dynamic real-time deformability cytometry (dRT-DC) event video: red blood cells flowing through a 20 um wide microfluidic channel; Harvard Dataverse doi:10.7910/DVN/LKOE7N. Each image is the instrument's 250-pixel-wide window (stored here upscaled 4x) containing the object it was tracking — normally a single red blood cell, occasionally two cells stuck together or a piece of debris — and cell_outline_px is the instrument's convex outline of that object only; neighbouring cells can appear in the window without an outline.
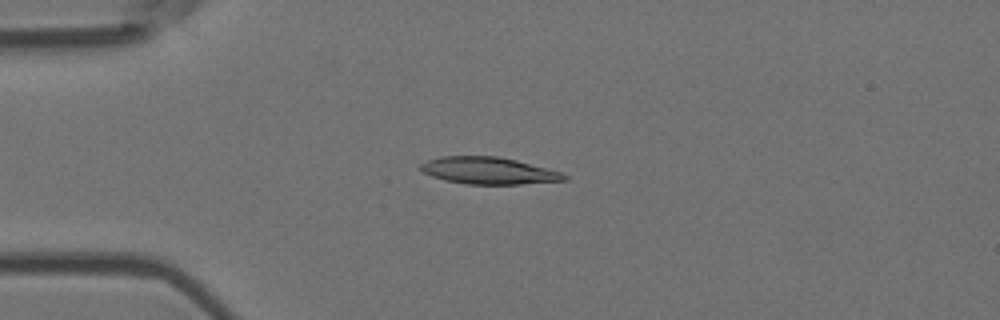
{"species": "Egyptian fruit bat (a non-hibernating species)", "species_latin": "Rousettus aegyptiacus", "temperature_condition": "room temperature", "stored_images_in_passage": 6, "camera_frame_rate_fps": 3000, "um_per_image_px": 0.085, "animal": {"sex": "female"}, "frame": {"image": 1, "passage_image": 4, "time_ms": 1.0, "image_size_px": [1000, 320], "cell_outline_px": [[568, 180], [520, 184], [468, 184], [444, 180], [432, 176], [424, 172], [420, 168], [420, 164], [428, 160], [440, 156], [496, 156], [516, 160], [560, 172], [568, 176]], "centroid_in_image_um": [41.52, 14.51], "position_along_channel_um": 43.5, "area_um2": 22.37}}
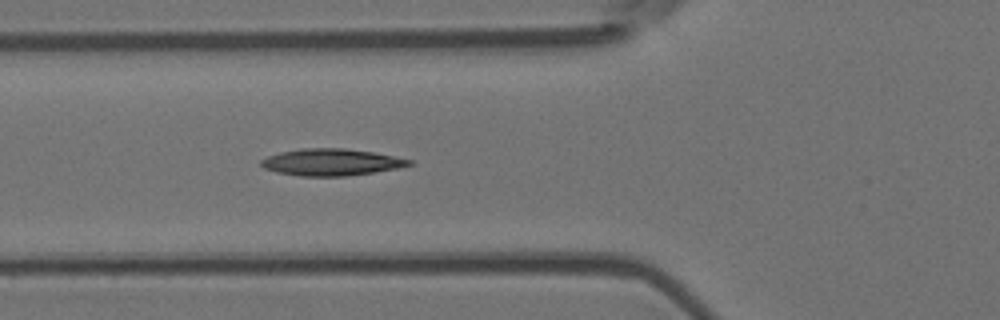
{"frame": {"image": 2, "passage_image": 6, "time_ms": 1.667, "image_size_px": [1000, 320], "cell_outline_px": [[412, 164], [400, 168], [344, 176], [300, 176], [276, 172], [264, 168], [260, 164], [260, 160], [268, 156], [280, 152], [300, 148], [344, 148], [372, 152], [412, 160]], "centroid_in_image_um": [28.12, 13.78], "position_along_channel_um": 97.7, "area_um2": 23.0}}